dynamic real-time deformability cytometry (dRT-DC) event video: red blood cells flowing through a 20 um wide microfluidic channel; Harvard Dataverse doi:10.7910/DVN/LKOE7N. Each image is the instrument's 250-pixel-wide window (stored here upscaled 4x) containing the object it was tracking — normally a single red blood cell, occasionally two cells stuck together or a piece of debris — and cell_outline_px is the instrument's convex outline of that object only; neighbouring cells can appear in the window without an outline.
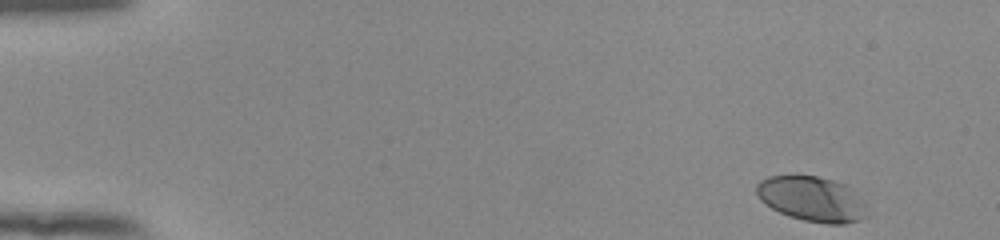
{"species": "human", "species_latin": "Homo sapiens", "temperature_condition": "room temperature", "stored_images_in_passage": 36, "camera_frame_rate_fps": 3000, "um_per_image_px": 0.085, "donor": {"sex": "female"}, "frame": {"image": 1, "passage_image": 1, "time_ms": 0.0, "image_size_px": [1000, 240], "cell_outline_px": [[872, 216], [860, 220], [844, 224], [828, 224], [804, 220], [788, 216], [764, 204], [760, 200], [756, 192], [756, 184], [760, 180], [768, 176], [816, 176], [832, 180], [844, 184], [852, 188], [864, 204]], "centroid_in_image_um": [69.04, 16.93], "position_along_channel_um": 16.0, "area_um2": 29.25}}
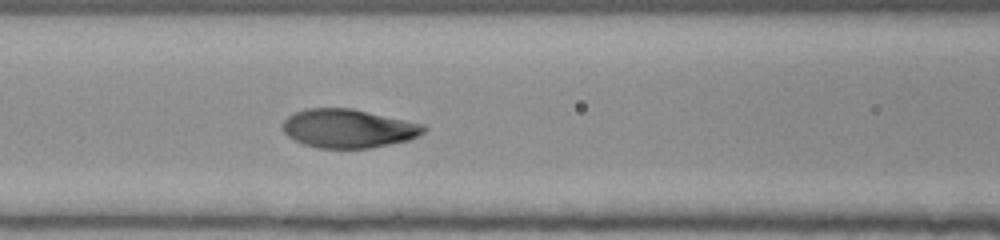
{"frame": {"image": 2, "passage_image": 21, "time_ms": 6.667, "image_size_px": [1000, 240], "cell_outline_px": [[428, 128], [424, 132], [408, 140], [372, 148], [320, 148], [304, 144], [288, 136], [284, 132], [284, 120], [288, 116], [304, 108], [352, 108], [424, 124]], "centroid_in_image_um": [29.62, 10.91], "position_along_channel_um": 137.0, "area_um2": 31.67}}
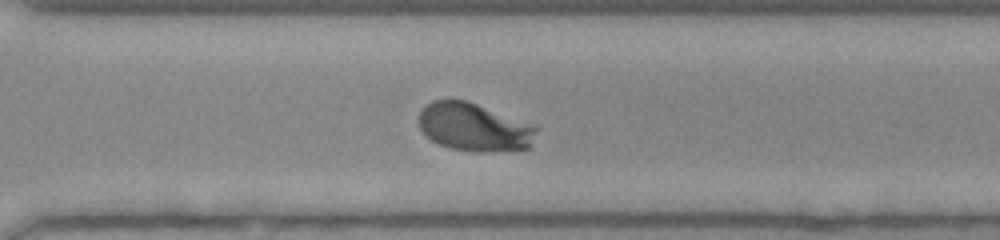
{"frame": {"image": 3, "passage_image": 36, "time_ms": 11.667, "image_size_px": [1000, 240], "cell_outline_px": [[540, 128], [532, 144], [528, 148], [484, 152], [480, 152], [452, 148], [440, 144], [432, 140], [420, 128], [420, 112], [432, 100], [468, 100], [540, 124]], "centroid_in_image_um": [40.44, 10.78], "position_along_channel_um": 330.2, "area_um2": 33.52}}